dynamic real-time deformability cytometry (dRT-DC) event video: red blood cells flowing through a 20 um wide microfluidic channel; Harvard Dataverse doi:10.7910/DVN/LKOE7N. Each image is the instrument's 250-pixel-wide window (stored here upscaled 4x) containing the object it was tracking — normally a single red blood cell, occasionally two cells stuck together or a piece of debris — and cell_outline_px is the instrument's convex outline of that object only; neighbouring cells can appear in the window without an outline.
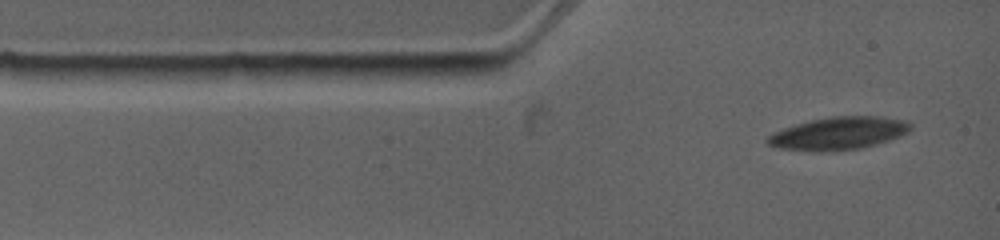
{"species": "common noctule bat (a hibernating species)", "species_latin": "Nyctalus noctula", "temperature_condition": "warm", "stored_images_in_passage": 3, "camera_frame_rate_fps": 4500, "um_per_image_px": 0.085, "animal": {"sex": "female", "body_mass_g": 19.0, "forearm_length_mm": 53.3}, "frame": {"image": 1, "passage_image": 1, "time_ms": 0.0, "image_size_px": [1000, 240], "cell_outline_px": [[912, 128], [908, 132], [888, 140], [860, 148], [820, 152], [816, 152], [780, 148], [768, 144], [764, 140], [768, 136], [784, 128], [796, 124], [812, 120], [832, 116], [880, 116], [908, 120], [912, 124]], "centroid_in_image_um": [71.3, 11.32], "position_along_channel_um": 13.7, "area_um2": 27.11}}
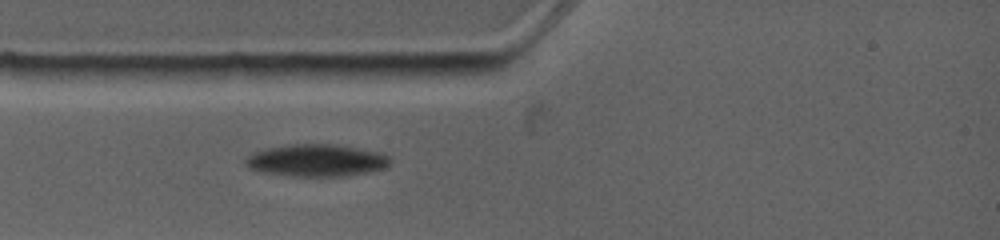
{"frame": {"image": 2, "passage_image": 3, "time_ms": 2.0, "image_size_px": [1000, 240], "cell_outline_px": [[392, 160], [384, 168], [368, 172], [344, 176], [296, 176], [264, 172], [252, 168], [244, 164], [244, 160], [248, 156], [264, 148], [288, 144], [336, 144], [384, 152], [392, 156]], "centroid_in_image_um": [26.97, 13.61], "position_along_channel_um": 58.0, "area_um2": 27.28}}